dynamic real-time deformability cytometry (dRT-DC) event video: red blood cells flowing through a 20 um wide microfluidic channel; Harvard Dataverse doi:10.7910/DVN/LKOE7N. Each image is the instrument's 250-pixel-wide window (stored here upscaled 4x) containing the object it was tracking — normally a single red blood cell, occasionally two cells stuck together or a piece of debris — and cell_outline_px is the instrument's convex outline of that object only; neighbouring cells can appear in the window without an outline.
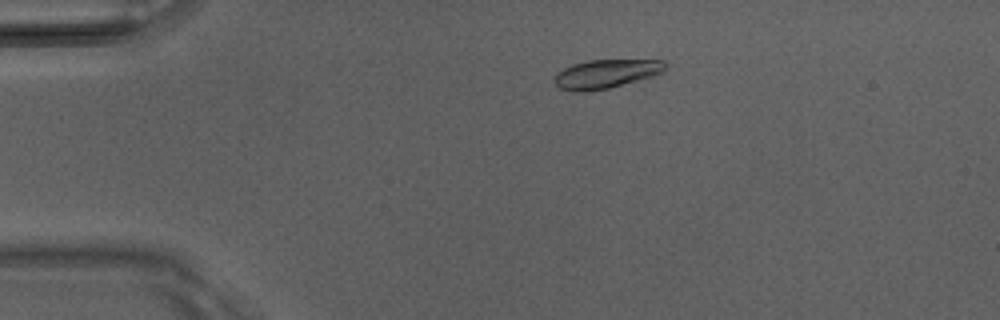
{"species": "Egyptian fruit bat (a non-hibernating species)", "species_latin": "Rousettus aegyptiacus", "temperature_condition": "room temperature", "stored_images_in_passage": 45, "camera_frame_rate_fps": 3000, "um_per_image_px": 0.085, "animal": {"sex": "male"}, "frame": {"image": 1, "passage_image": 5, "time_ms": 1.333, "image_size_px": [1000, 320], "cell_outline_px": [[668, 68], [664, 72], [652, 76], [608, 88], [588, 92], [572, 92], [560, 88], [552, 80], [564, 68], [572, 64], [588, 60], [664, 60], [668, 64]], "centroid_in_image_um": [51.53, 6.28], "position_along_channel_um": 33.5, "area_um2": 18.67}}
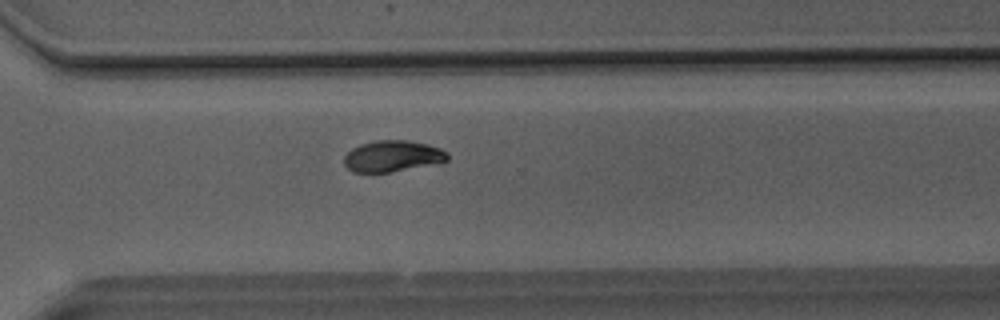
{"frame": {"image": 2, "passage_image": 31, "time_ms": 10.0, "image_size_px": [1000, 320], "cell_outline_px": [[448, 160], [436, 164], [392, 172], [352, 172], [344, 164], [344, 156], [352, 148], [360, 144], [376, 140], [408, 140], [428, 144], [440, 148], [448, 152]], "centroid_in_image_um": [33.38, 13.27], "position_along_channel_um": 337.2, "area_um2": 19.02}}
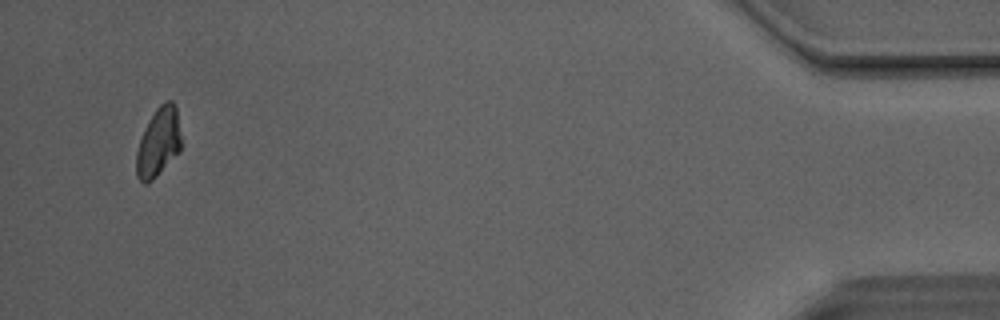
{"frame": {"image": 3, "passage_image": 43, "time_ms": 14.0, "image_size_px": [1000, 320], "cell_outline_px": [[180, 152], [152, 180], [144, 184], [136, 176], [136, 152], [144, 128], [148, 120], [156, 108], [164, 100], [172, 100], [176, 108], [180, 136]], "centroid_in_image_um": [13.45, 12.09], "position_along_channel_um": 421.7, "area_um2": 17.92}, "authors_computed_cell_mechanics": {"area_um2": 19.074, "velocity_mm_per_s": 4.0895, "shape_relaxation_time_tau1_ms": 4.3635, "shape_relaxation_time_tau2_ms": 1.1223, "deformation_change_tau1": 0.1452, "deformation_change_tau2": 0.0279}}